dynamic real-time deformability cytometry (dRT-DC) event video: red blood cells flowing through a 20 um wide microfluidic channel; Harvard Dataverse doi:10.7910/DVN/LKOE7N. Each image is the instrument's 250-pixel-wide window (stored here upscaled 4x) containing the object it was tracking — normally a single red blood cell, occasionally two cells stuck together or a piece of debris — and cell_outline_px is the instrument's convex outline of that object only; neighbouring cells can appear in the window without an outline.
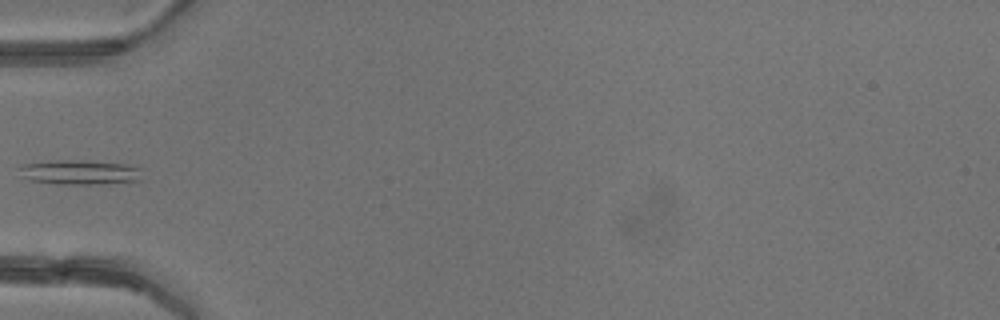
{"species": "common noctule bat (a hibernating species)", "species_latin": "Nyctalus noctula", "temperature_condition": "warm", "stored_images_in_passage": 5, "camera_frame_rate_fps": 3000, "um_per_image_px": 0.085, "animal": {"sex": "female"}, "frame": {"image": 1, "passage_image": 5, "time_ms": 5.667, "image_size_px": [1000, 320], "cell_outline_px": [[144, 180], [100, 184], [60, 184], [28, 180], [24, 176], [20, 168], [20, 164], [52, 160], [76, 160], [128, 164], [144, 168]], "centroid_in_image_um": [6.9, 14.64], "position_along_channel_um": 78.1, "area_um2": 17.98}}